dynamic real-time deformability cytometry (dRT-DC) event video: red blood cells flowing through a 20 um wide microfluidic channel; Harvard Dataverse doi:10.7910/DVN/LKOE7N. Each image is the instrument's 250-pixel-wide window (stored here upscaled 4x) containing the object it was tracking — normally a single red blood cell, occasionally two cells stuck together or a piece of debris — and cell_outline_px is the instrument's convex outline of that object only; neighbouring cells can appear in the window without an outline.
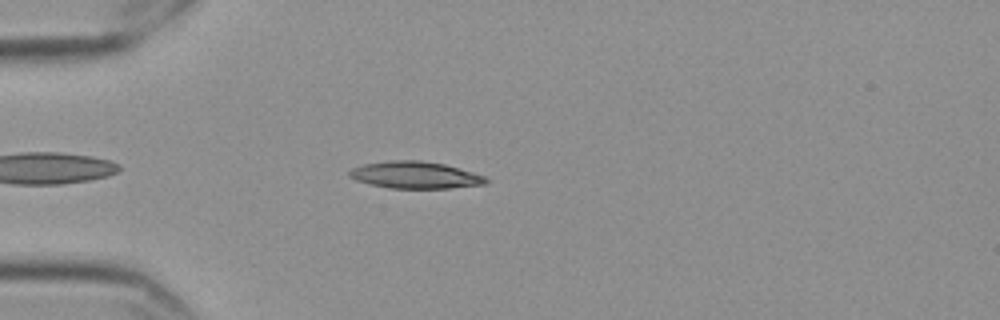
{"species": "Egyptian fruit bat (a non-hibernating species)", "species_latin": "Rousettus aegyptiacus", "temperature_condition": "cold", "stored_images_in_passage": 47, "camera_frame_rate_fps": 3000, "um_per_image_px": 0.085, "frame": {"image": 1, "passage_image": 6, "time_ms": 1.667, "image_size_px": [1000, 320], "cell_outline_px": [[488, 180], [484, 184], [448, 188], [388, 188], [368, 184], [356, 180], [348, 176], [348, 172], [352, 168], [364, 164], [388, 160], [420, 160], [444, 164], [472, 172], [484, 176]], "centroid_in_image_um": [35.23, 14.87], "position_along_channel_um": 49.8, "area_um2": 21.39}}
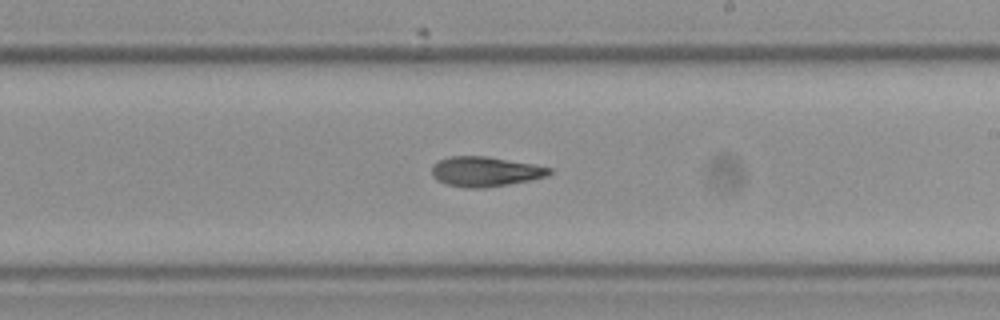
{"frame": {"image": 2, "passage_image": 24, "time_ms": 7.667, "image_size_px": [1000, 320], "cell_outline_px": [[552, 172], [548, 176], [532, 180], [484, 188], [464, 188], [448, 184], [436, 180], [432, 176], [432, 164], [436, 160], [448, 156], [488, 156], [532, 164], [552, 168]], "centroid_in_image_um": [41.22, 14.58], "position_along_channel_um": 247.8, "area_um2": 20.69}}
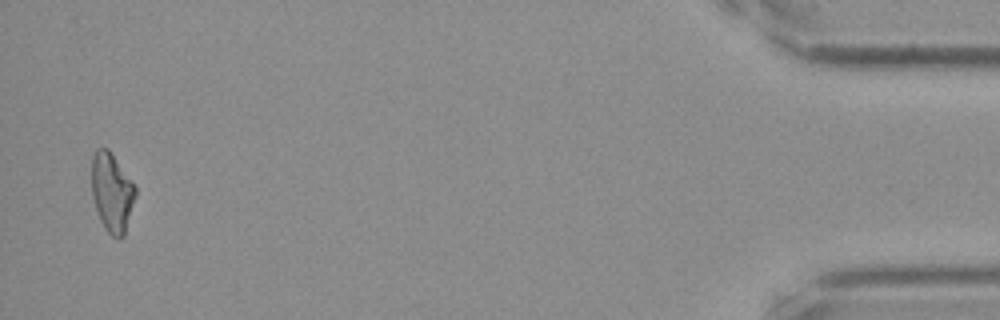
{"frame": {"image": 3, "passage_image": 46, "time_ms": 15.0, "image_size_px": [1000, 320], "cell_outline_px": [[136, 196], [124, 236], [120, 240], [112, 236], [104, 228], [100, 220], [92, 196], [92, 156], [96, 148], [108, 148], [136, 188]], "centroid_in_image_um": [9.51, 16.38], "position_along_channel_um": 425.7, "area_um2": 20.06}, "authors_computed_cell_mechanics": {"area_um2": 20.4034, "velocity_mm_per_s": 3.5461, "shape_relaxation_time_tau1_ms": 8.0047, "shape_relaxation_time_tau2_ms": 3.7892, "deformation_change_tau1": 0.229, "deformation_change_tau2": 0.1236}}